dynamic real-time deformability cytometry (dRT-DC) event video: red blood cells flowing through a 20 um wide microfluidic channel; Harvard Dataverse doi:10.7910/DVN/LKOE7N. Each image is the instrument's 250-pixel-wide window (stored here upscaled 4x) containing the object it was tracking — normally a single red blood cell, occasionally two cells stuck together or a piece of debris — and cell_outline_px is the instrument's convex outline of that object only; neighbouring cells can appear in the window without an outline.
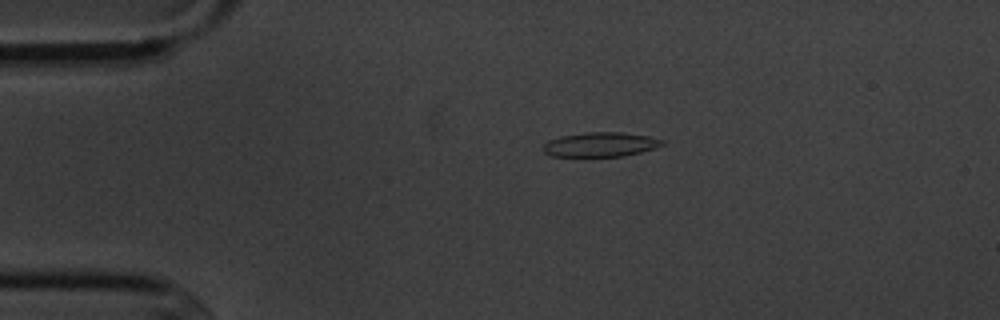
{"species": "common noctule bat (a hibernating species)", "species_latin": "Nyctalus noctula", "temperature_condition": "cold", "stored_images_in_passage": 2, "camera_frame_rate_fps": 3000, "um_per_image_px": 0.085, "animal": {"sex": "male", "body_mass_g": 20.1, "forearm_length_mm": 53.5}, "frame": {"image": 1, "passage_image": 1, "time_ms": 0.0, "image_size_px": [1000, 320], "cell_outline_px": [[664, 144], [640, 152], [624, 156], [552, 156], [544, 152], [544, 144], [548, 140], [560, 136], [588, 132], [620, 132], [648, 136], [664, 140]], "centroid_in_image_um": [51.02, 12.28], "position_along_channel_um": 34.0, "area_um2": 16.76}}